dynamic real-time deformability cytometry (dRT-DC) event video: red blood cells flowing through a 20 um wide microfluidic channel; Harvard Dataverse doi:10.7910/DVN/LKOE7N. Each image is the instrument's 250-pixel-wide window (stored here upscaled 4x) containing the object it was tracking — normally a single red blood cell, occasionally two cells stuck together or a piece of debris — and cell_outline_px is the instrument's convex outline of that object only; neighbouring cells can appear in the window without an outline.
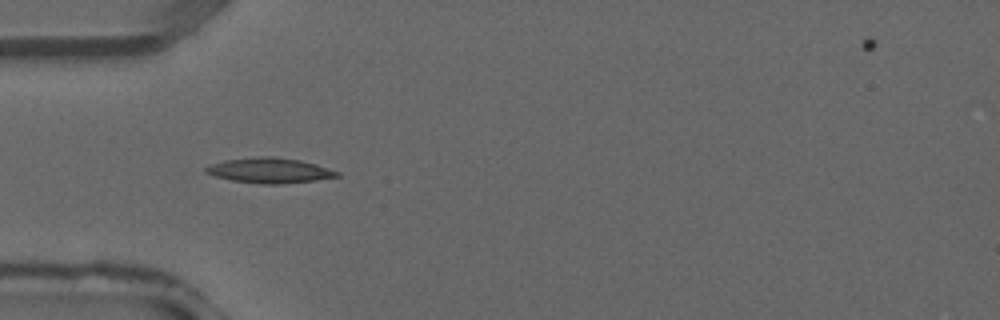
{"species": "common noctule bat (a hibernating species)", "species_latin": "Nyctalus noctula", "temperature_condition": "warm", "stored_images_in_passage": 27, "camera_frame_rate_fps": 3000, "um_per_image_px": 0.085, "animal": {"sex": "male", "forearm_length_mm": 52.5}, "frame": {"image": 1, "passage_image": 1, "time_ms": 0.0, "image_size_px": [1000, 320], "cell_outline_px": [[340, 176], [312, 180], [280, 184], [264, 184], [232, 180], [216, 176], [204, 172], [204, 168], [212, 164], [224, 160], [256, 156], [276, 156], [300, 160], [316, 164], [340, 172]], "centroid_in_image_um": [22.9, 14.47], "position_along_channel_um": 62.1, "area_um2": 19.13}}
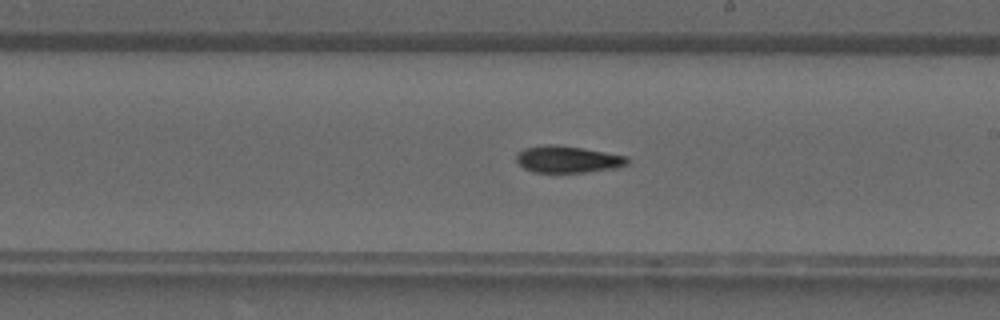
{"frame": {"image": 2, "passage_image": 11, "time_ms": 3.333, "image_size_px": [1000, 320], "cell_outline_px": [[628, 164], [616, 168], [584, 172], [532, 172], [524, 168], [516, 160], [516, 156], [524, 148], [544, 144], [556, 144], [628, 156]], "centroid_in_image_um": [48.25, 13.54], "position_along_channel_um": 240.8, "area_um2": 17.22}}
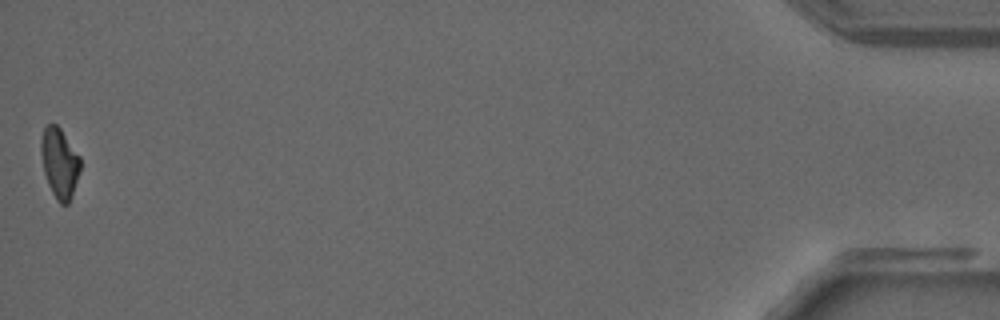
{"frame": {"image": 3, "passage_image": 27, "time_ms": 8.667, "image_size_px": [1000, 320], "cell_outline_px": [[80, 168], [68, 204], [60, 204], [56, 200], [48, 184], [44, 172], [40, 152], [40, 140], [44, 128], [48, 124], [56, 124], [60, 128], [80, 156]], "centroid_in_image_um": [5.03, 13.83], "position_along_channel_um": 430.2, "area_um2": 15.84}}